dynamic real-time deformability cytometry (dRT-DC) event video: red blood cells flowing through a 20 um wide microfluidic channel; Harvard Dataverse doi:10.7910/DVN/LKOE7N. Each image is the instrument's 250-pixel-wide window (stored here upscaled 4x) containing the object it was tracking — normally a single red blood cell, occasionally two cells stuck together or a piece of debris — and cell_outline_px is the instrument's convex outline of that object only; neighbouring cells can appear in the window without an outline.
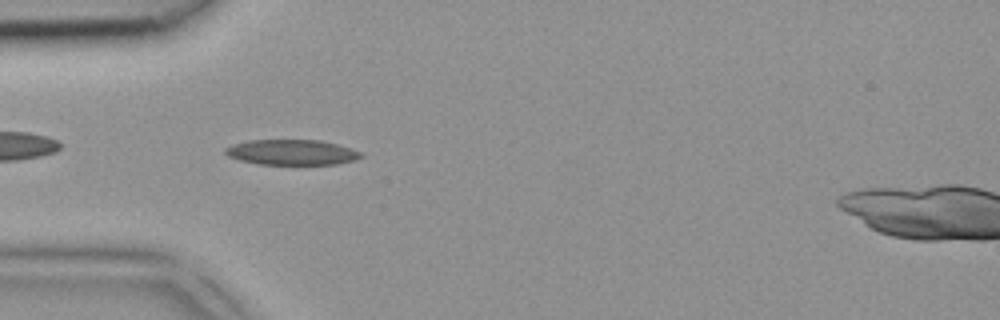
{"species": "common noctule bat (a hibernating species)", "species_latin": "Nyctalus noctula", "temperature_condition": "room temperature", "stored_images_in_passage": 3, "camera_frame_rate_fps": 3000, "um_per_image_px": 0.085, "animal": {"sex": "female", "body_mass_g": 18.4}, "frame": {"image": 1, "passage_image": 2, "time_ms": 0.333, "image_size_px": [1000, 320], "cell_outline_px": [[364, 156], [356, 160], [336, 164], [260, 164], [240, 160], [228, 156], [224, 152], [224, 148], [232, 144], [248, 140], [320, 140], [352, 148], [360, 152]], "centroid_in_image_um": [24.8, 12.94], "position_along_channel_um": 60.2, "area_um2": 20.06}}